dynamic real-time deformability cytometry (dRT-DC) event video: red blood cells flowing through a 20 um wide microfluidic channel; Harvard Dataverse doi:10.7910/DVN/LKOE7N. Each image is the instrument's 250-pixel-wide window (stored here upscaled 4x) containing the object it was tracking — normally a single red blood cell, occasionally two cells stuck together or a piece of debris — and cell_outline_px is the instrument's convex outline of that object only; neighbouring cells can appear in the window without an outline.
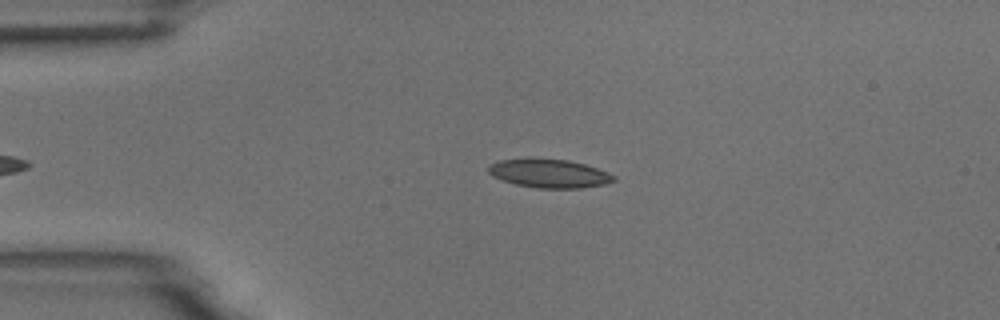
{"species": "common noctule bat (a hibernating species)", "species_latin": "Nyctalus noctula", "temperature_condition": "room temperature", "stored_images_in_passage": 2, "camera_frame_rate_fps": 3000, "um_per_image_px": 0.085, "animal": {"sex": "male", "body_mass_g": 18.8}, "frame": {"image": 1, "passage_image": 1, "time_ms": 0.0, "image_size_px": [1000, 320], "cell_outline_px": [[616, 180], [604, 184], [580, 188], [540, 188], [516, 184], [492, 176], [488, 172], [488, 168], [492, 164], [500, 160], [528, 156], [568, 160], [584, 164], [596, 168], [616, 176]], "centroid_in_image_um": [46.66, 14.71], "position_along_channel_um": 38.3, "area_um2": 21.1}}